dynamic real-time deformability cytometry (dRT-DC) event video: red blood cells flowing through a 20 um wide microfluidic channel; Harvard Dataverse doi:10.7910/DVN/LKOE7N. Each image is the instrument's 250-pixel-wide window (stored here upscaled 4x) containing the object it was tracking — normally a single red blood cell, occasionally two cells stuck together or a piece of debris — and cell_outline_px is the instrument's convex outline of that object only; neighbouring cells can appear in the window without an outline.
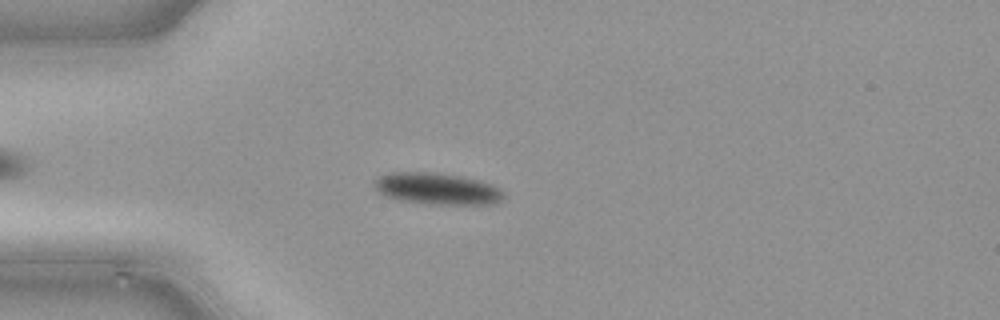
{"species": "common noctule bat (a hibernating species)", "species_latin": "Nyctalus noctula", "temperature_condition": "cold", "stored_images_in_passage": 48, "camera_frame_rate_fps": 3000, "um_per_image_px": 0.085, "animal": {"sex": "male", "body_mass_g": 21.5, "forearm_length_mm": 52.0}, "frame": {"image": 1, "passage_image": 13, "time_ms": 4.0, "image_size_px": [1000, 320], "cell_outline_px": [[504, 200], [500, 204], [432, 204], [400, 200], [384, 196], [372, 184], [372, 180], [380, 176], [392, 172], [424, 172], [456, 176], [476, 180], [500, 188], [504, 192]], "centroid_in_image_um": [37.15, 16.06], "position_along_channel_um": 47.9, "area_um2": 23.64}}
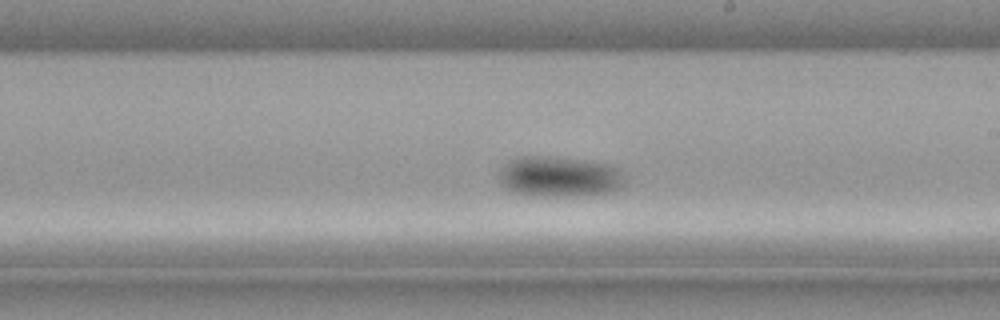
{"frame": {"image": 2, "passage_image": 28, "time_ms": 9.0, "image_size_px": [1000, 320], "cell_outline_px": [[624, 184], [620, 188], [608, 192], [556, 196], [544, 196], [516, 192], [508, 188], [500, 180], [500, 172], [512, 160], [520, 156], [552, 156], [584, 160], [604, 164], [620, 168], [624, 180]], "centroid_in_image_um": [47.59, 14.99], "position_along_channel_um": 241.4, "area_um2": 28.84}}
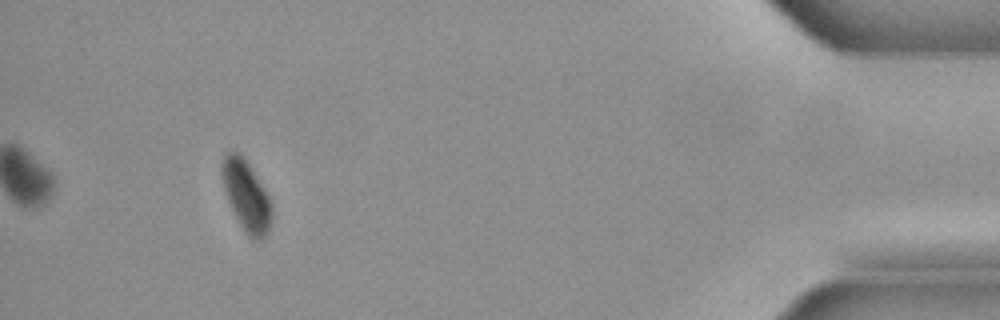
{"frame": {"image": 3, "passage_image": 45, "time_ms": 14.667, "image_size_px": [1000, 320], "cell_outline_px": [[272, 220], [268, 232], [260, 240], [252, 240], [244, 232], [228, 200], [224, 188], [220, 168], [220, 164], [224, 152], [232, 148], [240, 152], [244, 156], [272, 200]], "centroid_in_image_um": [20.93, 16.57], "position_along_channel_um": 414.3, "area_um2": 21.04}}